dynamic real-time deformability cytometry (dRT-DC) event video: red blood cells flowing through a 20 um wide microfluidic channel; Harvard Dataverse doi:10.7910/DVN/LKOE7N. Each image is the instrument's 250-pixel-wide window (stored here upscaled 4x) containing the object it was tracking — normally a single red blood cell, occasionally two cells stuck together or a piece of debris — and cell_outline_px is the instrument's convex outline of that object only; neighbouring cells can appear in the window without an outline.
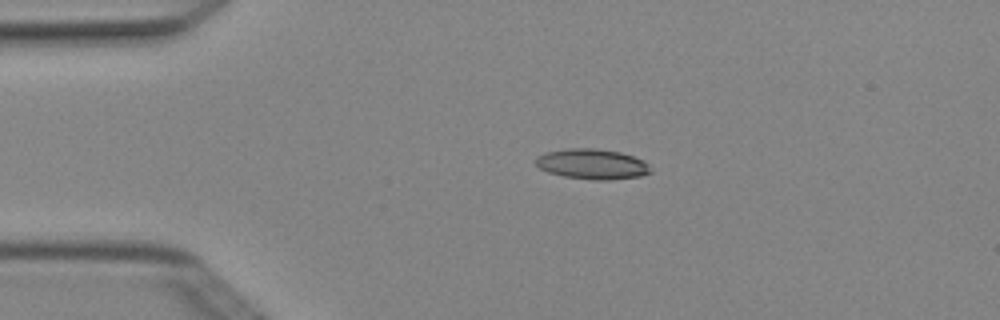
{"species": "Egyptian fruit bat (a non-hibernating species)", "species_latin": "Rousettus aegyptiacus", "temperature_condition": "cold", "stored_images_in_passage": 3, "camera_frame_rate_fps": 3000, "um_per_image_px": 0.085, "animal": {"sex": "female"}, "frame": {"image": 1, "passage_image": 2, "time_ms": 0.333, "image_size_px": [1000, 320], "cell_outline_px": [[652, 172], [640, 176], [608, 180], [596, 180], [564, 176], [548, 172], [540, 168], [536, 164], [536, 156], [548, 152], [568, 148], [596, 148], [620, 152], [644, 160], [648, 164]], "centroid_in_image_um": [50.35, 13.94], "position_along_channel_um": 34.6, "area_um2": 20.17}}